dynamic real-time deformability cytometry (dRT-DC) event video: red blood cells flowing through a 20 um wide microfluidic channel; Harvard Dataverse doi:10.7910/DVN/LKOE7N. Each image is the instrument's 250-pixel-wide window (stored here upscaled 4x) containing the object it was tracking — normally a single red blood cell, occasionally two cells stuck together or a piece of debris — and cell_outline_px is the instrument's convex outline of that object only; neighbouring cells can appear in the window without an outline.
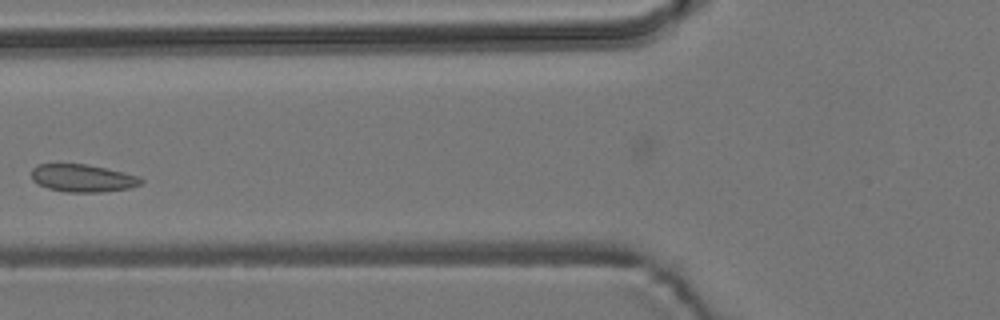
{"species": "common noctule bat (a hibernating species)", "species_latin": "Nyctalus noctula", "temperature_condition": "room temperature", "stored_images_in_passage": 5, "camera_frame_rate_fps": 3000, "um_per_image_px": 0.085, "animal": {"sex": "male", "body_mass_g": 19.2, "forearm_length_mm": 51.8}, "frame": {"image": 1, "passage_image": 4, "time_ms": 3.667, "image_size_px": [1000, 320], "cell_outline_px": [[144, 180], [140, 184], [128, 188], [104, 192], [64, 192], [48, 188], [32, 180], [32, 168], [36, 164], [84, 164], [104, 168], [136, 176]], "centroid_in_image_um": [6.97, 15.15], "position_along_channel_um": 118.8, "area_um2": 17.34}}
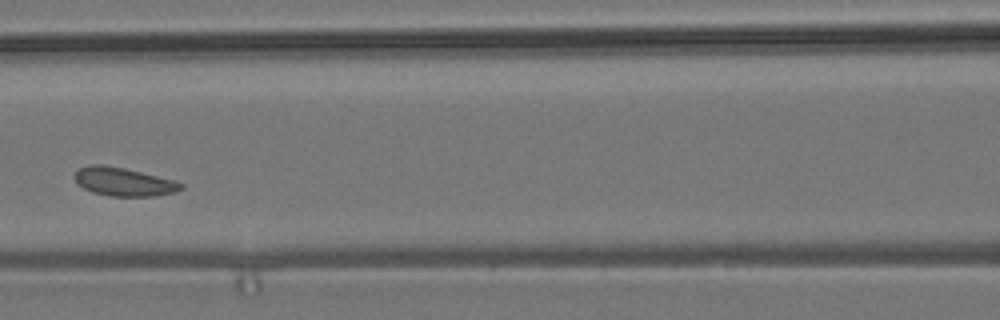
{"frame": {"image": 2, "passage_image": 5, "time_ms": 4.667, "image_size_px": [1000, 320], "cell_outline_px": [[184, 188], [176, 192], [156, 196], [112, 196], [92, 192], [76, 184], [72, 176], [76, 168], [88, 164], [100, 164], [124, 168], [172, 180], [184, 184]], "centroid_in_image_um": [10.43, 15.44], "position_along_channel_um": 156.2, "area_um2": 17.8}}